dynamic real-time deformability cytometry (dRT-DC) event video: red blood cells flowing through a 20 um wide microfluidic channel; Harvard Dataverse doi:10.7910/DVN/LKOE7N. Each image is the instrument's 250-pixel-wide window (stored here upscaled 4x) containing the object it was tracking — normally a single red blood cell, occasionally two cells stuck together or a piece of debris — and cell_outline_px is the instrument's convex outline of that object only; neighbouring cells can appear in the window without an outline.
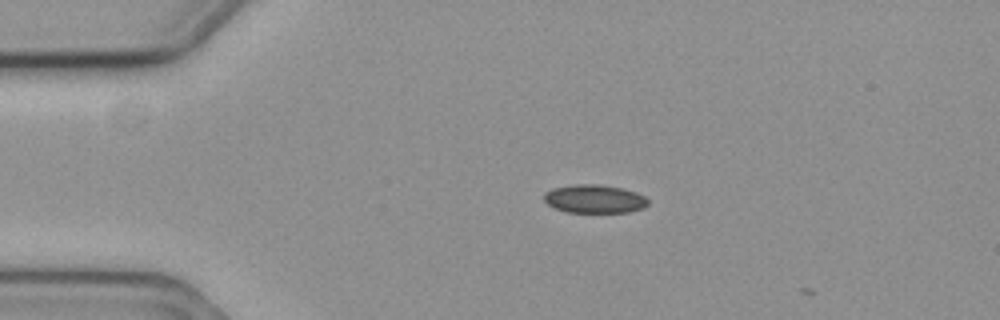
{"species": "common noctule bat (a hibernating species)", "species_latin": "Nyctalus noctula", "temperature_condition": "cold", "stored_images_in_passage": 4, "camera_frame_rate_fps": 3000, "um_per_image_px": 0.085, "animal": {"sex": "female", "body_mass_g": 19.3, "forearm_length_mm": 54.1}, "frame": {"image": 1, "passage_image": 2, "time_ms": 0.333, "image_size_px": [1000, 320], "cell_outline_px": [[648, 204], [644, 208], [628, 212], [564, 212], [548, 204], [544, 200], [544, 192], [552, 188], [576, 184], [596, 184], [620, 188], [636, 192], [644, 196], [648, 200]], "centroid_in_image_um": [50.51, 16.91], "position_along_channel_um": 34.5, "area_um2": 17.17}}